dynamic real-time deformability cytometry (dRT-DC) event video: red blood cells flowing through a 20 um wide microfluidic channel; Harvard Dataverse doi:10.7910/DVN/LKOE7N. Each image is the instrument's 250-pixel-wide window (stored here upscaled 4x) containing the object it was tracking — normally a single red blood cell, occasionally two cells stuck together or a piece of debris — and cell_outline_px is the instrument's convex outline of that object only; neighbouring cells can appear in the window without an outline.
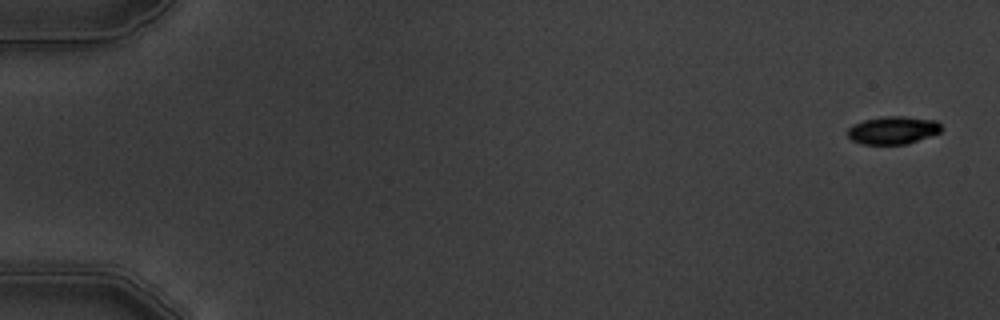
{"species": "common noctule bat (a hibernating species)", "species_latin": "Nyctalus noctula", "temperature_condition": "warm", "stored_images_in_passage": 10, "camera_frame_rate_fps": 3000, "um_per_image_px": 0.085, "animal": {"sex": "male", "body_mass_g": 19.5, "forearm_length_mm": 54.6}, "frame": {"image": 1, "passage_image": 1, "time_ms": 0.0, "image_size_px": [1000, 320], "cell_outline_px": [[940, 132], [904, 144], [864, 144], [852, 140], [848, 136], [848, 128], [852, 124], [864, 120], [884, 116], [904, 116], [936, 120], [940, 124]], "centroid_in_image_um": [75.86, 11.05], "position_along_channel_um": 9.1, "area_um2": 14.97}}
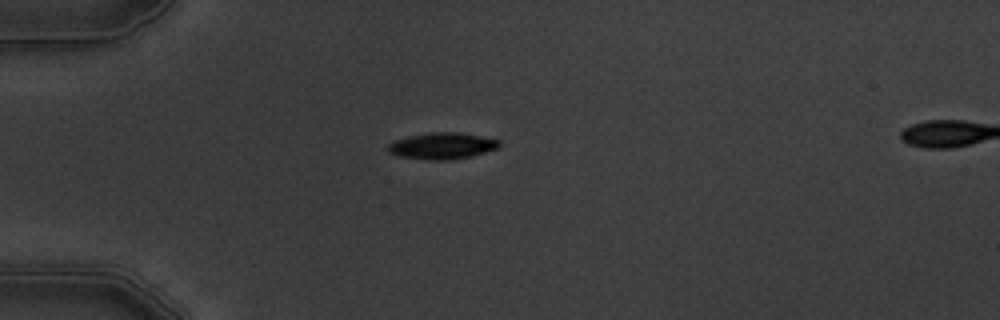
{"frame": {"image": 2, "passage_image": 5, "time_ms": 4.667, "image_size_px": [1000, 320], "cell_outline_px": [[500, 148], [472, 156], [448, 160], [428, 160], [400, 156], [388, 152], [388, 144], [392, 140], [408, 136], [432, 132], [456, 132], [480, 136], [500, 140]], "centroid_in_image_um": [37.58, 12.4], "position_along_channel_um": 47.4, "area_um2": 17.22}}